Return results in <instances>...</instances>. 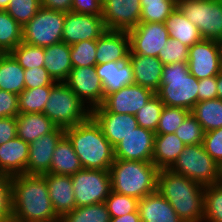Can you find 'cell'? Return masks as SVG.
I'll return each instance as SVG.
<instances>
[{
    "label": "cell",
    "mask_w": 222,
    "mask_h": 222,
    "mask_svg": "<svg viewBox=\"0 0 222 222\" xmlns=\"http://www.w3.org/2000/svg\"><path fill=\"white\" fill-rule=\"evenodd\" d=\"M13 219L19 222H59L41 175L12 177Z\"/></svg>",
    "instance_id": "obj_1"
},
{
    "label": "cell",
    "mask_w": 222,
    "mask_h": 222,
    "mask_svg": "<svg viewBox=\"0 0 222 222\" xmlns=\"http://www.w3.org/2000/svg\"><path fill=\"white\" fill-rule=\"evenodd\" d=\"M157 191L167 199L183 222H203V185L169 169H161Z\"/></svg>",
    "instance_id": "obj_2"
},
{
    "label": "cell",
    "mask_w": 222,
    "mask_h": 222,
    "mask_svg": "<svg viewBox=\"0 0 222 222\" xmlns=\"http://www.w3.org/2000/svg\"><path fill=\"white\" fill-rule=\"evenodd\" d=\"M83 169L109 170L114 162V147L101 127L90 116L87 120L65 129Z\"/></svg>",
    "instance_id": "obj_3"
},
{
    "label": "cell",
    "mask_w": 222,
    "mask_h": 222,
    "mask_svg": "<svg viewBox=\"0 0 222 222\" xmlns=\"http://www.w3.org/2000/svg\"><path fill=\"white\" fill-rule=\"evenodd\" d=\"M159 169L152 161L114 159L109 172L111 190L139 199L157 191Z\"/></svg>",
    "instance_id": "obj_4"
},
{
    "label": "cell",
    "mask_w": 222,
    "mask_h": 222,
    "mask_svg": "<svg viewBox=\"0 0 222 222\" xmlns=\"http://www.w3.org/2000/svg\"><path fill=\"white\" fill-rule=\"evenodd\" d=\"M198 85L188 68V62L163 66L159 90L155 93L166 106L192 110L198 102Z\"/></svg>",
    "instance_id": "obj_5"
},
{
    "label": "cell",
    "mask_w": 222,
    "mask_h": 222,
    "mask_svg": "<svg viewBox=\"0 0 222 222\" xmlns=\"http://www.w3.org/2000/svg\"><path fill=\"white\" fill-rule=\"evenodd\" d=\"M43 114L57 127L66 129L87 120L91 110L64 82H55Z\"/></svg>",
    "instance_id": "obj_6"
},
{
    "label": "cell",
    "mask_w": 222,
    "mask_h": 222,
    "mask_svg": "<svg viewBox=\"0 0 222 222\" xmlns=\"http://www.w3.org/2000/svg\"><path fill=\"white\" fill-rule=\"evenodd\" d=\"M218 165L203 144L186 145L169 170L207 186L217 183Z\"/></svg>",
    "instance_id": "obj_7"
},
{
    "label": "cell",
    "mask_w": 222,
    "mask_h": 222,
    "mask_svg": "<svg viewBox=\"0 0 222 222\" xmlns=\"http://www.w3.org/2000/svg\"><path fill=\"white\" fill-rule=\"evenodd\" d=\"M177 7L202 39L222 42V0H181Z\"/></svg>",
    "instance_id": "obj_8"
},
{
    "label": "cell",
    "mask_w": 222,
    "mask_h": 222,
    "mask_svg": "<svg viewBox=\"0 0 222 222\" xmlns=\"http://www.w3.org/2000/svg\"><path fill=\"white\" fill-rule=\"evenodd\" d=\"M65 12L41 7L23 27V42L39 47L62 42Z\"/></svg>",
    "instance_id": "obj_9"
},
{
    "label": "cell",
    "mask_w": 222,
    "mask_h": 222,
    "mask_svg": "<svg viewBox=\"0 0 222 222\" xmlns=\"http://www.w3.org/2000/svg\"><path fill=\"white\" fill-rule=\"evenodd\" d=\"M71 179L76 207L104 203L111 192L109 170L82 169Z\"/></svg>",
    "instance_id": "obj_10"
},
{
    "label": "cell",
    "mask_w": 222,
    "mask_h": 222,
    "mask_svg": "<svg viewBox=\"0 0 222 222\" xmlns=\"http://www.w3.org/2000/svg\"><path fill=\"white\" fill-rule=\"evenodd\" d=\"M188 68L198 80L217 76L222 71V42L202 39L189 47Z\"/></svg>",
    "instance_id": "obj_11"
},
{
    "label": "cell",
    "mask_w": 222,
    "mask_h": 222,
    "mask_svg": "<svg viewBox=\"0 0 222 222\" xmlns=\"http://www.w3.org/2000/svg\"><path fill=\"white\" fill-rule=\"evenodd\" d=\"M130 38L129 54H140L148 57H158L161 49L169 41V31L165 23H139L128 31Z\"/></svg>",
    "instance_id": "obj_12"
},
{
    "label": "cell",
    "mask_w": 222,
    "mask_h": 222,
    "mask_svg": "<svg viewBox=\"0 0 222 222\" xmlns=\"http://www.w3.org/2000/svg\"><path fill=\"white\" fill-rule=\"evenodd\" d=\"M155 93L137 84L126 85L105 96L103 103L91 112L135 115Z\"/></svg>",
    "instance_id": "obj_13"
},
{
    "label": "cell",
    "mask_w": 222,
    "mask_h": 222,
    "mask_svg": "<svg viewBox=\"0 0 222 222\" xmlns=\"http://www.w3.org/2000/svg\"><path fill=\"white\" fill-rule=\"evenodd\" d=\"M64 83L90 110L104 101V88L95 66L73 68Z\"/></svg>",
    "instance_id": "obj_14"
},
{
    "label": "cell",
    "mask_w": 222,
    "mask_h": 222,
    "mask_svg": "<svg viewBox=\"0 0 222 222\" xmlns=\"http://www.w3.org/2000/svg\"><path fill=\"white\" fill-rule=\"evenodd\" d=\"M141 8V0H103L105 28L128 32L140 23Z\"/></svg>",
    "instance_id": "obj_15"
},
{
    "label": "cell",
    "mask_w": 222,
    "mask_h": 222,
    "mask_svg": "<svg viewBox=\"0 0 222 222\" xmlns=\"http://www.w3.org/2000/svg\"><path fill=\"white\" fill-rule=\"evenodd\" d=\"M106 30L102 16L70 11L64 20L62 42L72 45L80 41L97 40Z\"/></svg>",
    "instance_id": "obj_16"
},
{
    "label": "cell",
    "mask_w": 222,
    "mask_h": 222,
    "mask_svg": "<svg viewBox=\"0 0 222 222\" xmlns=\"http://www.w3.org/2000/svg\"><path fill=\"white\" fill-rule=\"evenodd\" d=\"M65 129L56 127L29 144V156L25 175H43L50 170L51 159Z\"/></svg>",
    "instance_id": "obj_17"
},
{
    "label": "cell",
    "mask_w": 222,
    "mask_h": 222,
    "mask_svg": "<svg viewBox=\"0 0 222 222\" xmlns=\"http://www.w3.org/2000/svg\"><path fill=\"white\" fill-rule=\"evenodd\" d=\"M155 133L138 126L114 147V157L122 160L152 161Z\"/></svg>",
    "instance_id": "obj_18"
},
{
    "label": "cell",
    "mask_w": 222,
    "mask_h": 222,
    "mask_svg": "<svg viewBox=\"0 0 222 222\" xmlns=\"http://www.w3.org/2000/svg\"><path fill=\"white\" fill-rule=\"evenodd\" d=\"M130 38L127 31L106 30L97 39L96 65L128 60Z\"/></svg>",
    "instance_id": "obj_19"
},
{
    "label": "cell",
    "mask_w": 222,
    "mask_h": 222,
    "mask_svg": "<svg viewBox=\"0 0 222 222\" xmlns=\"http://www.w3.org/2000/svg\"><path fill=\"white\" fill-rule=\"evenodd\" d=\"M41 176L46 180L50 201L59 218L76 208L71 176L54 173Z\"/></svg>",
    "instance_id": "obj_20"
},
{
    "label": "cell",
    "mask_w": 222,
    "mask_h": 222,
    "mask_svg": "<svg viewBox=\"0 0 222 222\" xmlns=\"http://www.w3.org/2000/svg\"><path fill=\"white\" fill-rule=\"evenodd\" d=\"M91 116L99 124L104 136L113 147L139 126L133 114L91 112Z\"/></svg>",
    "instance_id": "obj_21"
},
{
    "label": "cell",
    "mask_w": 222,
    "mask_h": 222,
    "mask_svg": "<svg viewBox=\"0 0 222 222\" xmlns=\"http://www.w3.org/2000/svg\"><path fill=\"white\" fill-rule=\"evenodd\" d=\"M29 144L15 137L0 145V173L10 176L26 173Z\"/></svg>",
    "instance_id": "obj_22"
},
{
    "label": "cell",
    "mask_w": 222,
    "mask_h": 222,
    "mask_svg": "<svg viewBox=\"0 0 222 222\" xmlns=\"http://www.w3.org/2000/svg\"><path fill=\"white\" fill-rule=\"evenodd\" d=\"M128 60L133 69L134 84L156 93L161 83L164 64L157 57L140 54H129Z\"/></svg>",
    "instance_id": "obj_23"
},
{
    "label": "cell",
    "mask_w": 222,
    "mask_h": 222,
    "mask_svg": "<svg viewBox=\"0 0 222 222\" xmlns=\"http://www.w3.org/2000/svg\"><path fill=\"white\" fill-rule=\"evenodd\" d=\"M138 213L141 222H183L158 191L138 200Z\"/></svg>",
    "instance_id": "obj_24"
},
{
    "label": "cell",
    "mask_w": 222,
    "mask_h": 222,
    "mask_svg": "<svg viewBox=\"0 0 222 222\" xmlns=\"http://www.w3.org/2000/svg\"><path fill=\"white\" fill-rule=\"evenodd\" d=\"M95 69L97 76L101 79L105 96L126 85L134 84L133 69L129 60L123 63L97 64Z\"/></svg>",
    "instance_id": "obj_25"
},
{
    "label": "cell",
    "mask_w": 222,
    "mask_h": 222,
    "mask_svg": "<svg viewBox=\"0 0 222 222\" xmlns=\"http://www.w3.org/2000/svg\"><path fill=\"white\" fill-rule=\"evenodd\" d=\"M44 68L55 82H64L73 69L70 45L65 42L44 47Z\"/></svg>",
    "instance_id": "obj_26"
},
{
    "label": "cell",
    "mask_w": 222,
    "mask_h": 222,
    "mask_svg": "<svg viewBox=\"0 0 222 222\" xmlns=\"http://www.w3.org/2000/svg\"><path fill=\"white\" fill-rule=\"evenodd\" d=\"M185 146L175 133L155 134L152 162L159 170L169 169Z\"/></svg>",
    "instance_id": "obj_27"
},
{
    "label": "cell",
    "mask_w": 222,
    "mask_h": 222,
    "mask_svg": "<svg viewBox=\"0 0 222 222\" xmlns=\"http://www.w3.org/2000/svg\"><path fill=\"white\" fill-rule=\"evenodd\" d=\"M17 137L28 144L52 132L57 126L43 113H19L16 116Z\"/></svg>",
    "instance_id": "obj_28"
},
{
    "label": "cell",
    "mask_w": 222,
    "mask_h": 222,
    "mask_svg": "<svg viewBox=\"0 0 222 222\" xmlns=\"http://www.w3.org/2000/svg\"><path fill=\"white\" fill-rule=\"evenodd\" d=\"M82 169L83 167L72 143L64 135L54 149L48 173L72 176Z\"/></svg>",
    "instance_id": "obj_29"
},
{
    "label": "cell",
    "mask_w": 222,
    "mask_h": 222,
    "mask_svg": "<svg viewBox=\"0 0 222 222\" xmlns=\"http://www.w3.org/2000/svg\"><path fill=\"white\" fill-rule=\"evenodd\" d=\"M165 25L170 38L176 39L188 47L202 40L198 28L184 16L178 7L166 19Z\"/></svg>",
    "instance_id": "obj_30"
},
{
    "label": "cell",
    "mask_w": 222,
    "mask_h": 222,
    "mask_svg": "<svg viewBox=\"0 0 222 222\" xmlns=\"http://www.w3.org/2000/svg\"><path fill=\"white\" fill-rule=\"evenodd\" d=\"M24 69L10 53L0 57V89L19 95L25 89Z\"/></svg>",
    "instance_id": "obj_31"
},
{
    "label": "cell",
    "mask_w": 222,
    "mask_h": 222,
    "mask_svg": "<svg viewBox=\"0 0 222 222\" xmlns=\"http://www.w3.org/2000/svg\"><path fill=\"white\" fill-rule=\"evenodd\" d=\"M191 113L205 132L222 127V100L219 98L197 102Z\"/></svg>",
    "instance_id": "obj_32"
},
{
    "label": "cell",
    "mask_w": 222,
    "mask_h": 222,
    "mask_svg": "<svg viewBox=\"0 0 222 222\" xmlns=\"http://www.w3.org/2000/svg\"><path fill=\"white\" fill-rule=\"evenodd\" d=\"M23 40V27L6 10H0V50L10 53Z\"/></svg>",
    "instance_id": "obj_33"
},
{
    "label": "cell",
    "mask_w": 222,
    "mask_h": 222,
    "mask_svg": "<svg viewBox=\"0 0 222 222\" xmlns=\"http://www.w3.org/2000/svg\"><path fill=\"white\" fill-rule=\"evenodd\" d=\"M140 23H165L177 8L173 0H141Z\"/></svg>",
    "instance_id": "obj_34"
},
{
    "label": "cell",
    "mask_w": 222,
    "mask_h": 222,
    "mask_svg": "<svg viewBox=\"0 0 222 222\" xmlns=\"http://www.w3.org/2000/svg\"><path fill=\"white\" fill-rule=\"evenodd\" d=\"M51 86L24 89L18 95L19 113H43Z\"/></svg>",
    "instance_id": "obj_35"
},
{
    "label": "cell",
    "mask_w": 222,
    "mask_h": 222,
    "mask_svg": "<svg viewBox=\"0 0 222 222\" xmlns=\"http://www.w3.org/2000/svg\"><path fill=\"white\" fill-rule=\"evenodd\" d=\"M59 222H110L105 203L76 207L60 218Z\"/></svg>",
    "instance_id": "obj_36"
},
{
    "label": "cell",
    "mask_w": 222,
    "mask_h": 222,
    "mask_svg": "<svg viewBox=\"0 0 222 222\" xmlns=\"http://www.w3.org/2000/svg\"><path fill=\"white\" fill-rule=\"evenodd\" d=\"M203 222H222V184L204 186Z\"/></svg>",
    "instance_id": "obj_37"
},
{
    "label": "cell",
    "mask_w": 222,
    "mask_h": 222,
    "mask_svg": "<svg viewBox=\"0 0 222 222\" xmlns=\"http://www.w3.org/2000/svg\"><path fill=\"white\" fill-rule=\"evenodd\" d=\"M10 54L24 70L44 67V47L29 45L22 41Z\"/></svg>",
    "instance_id": "obj_38"
},
{
    "label": "cell",
    "mask_w": 222,
    "mask_h": 222,
    "mask_svg": "<svg viewBox=\"0 0 222 222\" xmlns=\"http://www.w3.org/2000/svg\"><path fill=\"white\" fill-rule=\"evenodd\" d=\"M163 107L164 103L154 94L135 114L138 125L155 133Z\"/></svg>",
    "instance_id": "obj_39"
},
{
    "label": "cell",
    "mask_w": 222,
    "mask_h": 222,
    "mask_svg": "<svg viewBox=\"0 0 222 222\" xmlns=\"http://www.w3.org/2000/svg\"><path fill=\"white\" fill-rule=\"evenodd\" d=\"M97 40H85L70 45L73 68L96 66Z\"/></svg>",
    "instance_id": "obj_40"
},
{
    "label": "cell",
    "mask_w": 222,
    "mask_h": 222,
    "mask_svg": "<svg viewBox=\"0 0 222 222\" xmlns=\"http://www.w3.org/2000/svg\"><path fill=\"white\" fill-rule=\"evenodd\" d=\"M190 113V110L184 108L164 105L155 134L175 133Z\"/></svg>",
    "instance_id": "obj_41"
},
{
    "label": "cell",
    "mask_w": 222,
    "mask_h": 222,
    "mask_svg": "<svg viewBox=\"0 0 222 222\" xmlns=\"http://www.w3.org/2000/svg\"><path fill=\"white\" fill-rule=\"evenodd\" d=\"M110 218L119 217L132 212H138V199L132 196L116 193L111 190L105 200Z\"/></svg>",
    "instance_id": "obj_42"
},
{
    "label": "cell",
    "mask_w": 222,
    "mask_h": 222,
    "mask_svg": "<svg viewBox=\"0 0 222 222\" xmlns=\"http://www.w3.org/2000/svg\"><path fill=\"white\" fill-rule=\"evenodd\" d=\"M41 8V0H10L6 12L24 27Z\"/></svg>",
    "instance_id": "obj_43"
},
{
    "label": "cell",
    "mask_w": 222,
    "mask_h": 222,
    "mask_svg": "<svg viewBox=\"0 0 222 222\" xmlns=\"http://www.w3.org/2000/svg\"><path fill=\"white\" fill-rule=\"evenodd\" d=\"M175 134L186 145H196L203 143L205 131L192 113H190L176 129Z\"/></svg>",
    "instance_id": "obj_44"
},
{
    "label": "cell",
    "mask_w": 222,
    "mask_h": 222,
    "mask_svg": "<svg viewBox=\"0 0 222 222\" xmlns=\"http://www.w3.org/2000/svg\"><path fill=\"white\" fill-rule=\"evenodd\" d=\"M12 219V176L0 173V222H9Z\"/></svg>",
    "instance_id": "obj_45"
},
{
    "label": "cell",
    "mask_w": 222,
    "mask_h": 222,
    "mask_svg": "<svg viewBox=\"0 0 222 222\" xmlns=\"http://www.w3.org/2000/svg\"><path fill=\"white\" fill-rule=\"evenodd\" d=\"M189 47L176 39L170 38L165 48L161 49L158 59L164 64L188 62Z\"/></svg>",
    "instance_id": "obj_46"
},
{
    "label": "cell",
    "mask_w": 222,
    "mask_h": 222,
    "mask_svg": "<svg viewBox=\"0 0 222 222\" xmlns=\"http://www.w3.org/2000/svg\"><path fill=\"white\" fill-rule=\"evenodd\" d=\"M202 144L213 160L220 164L222 162V127L205 132Z\"/></svg>",
    "instance_id": "obj_47"
},
{
    "label": "cell",
    "mask_w": 222,
    "mask_h": 222,
    "mask_svg": "<svg viewBox=\"0 0 222 222\" xmlns=\"http://www.w3.org/2000/svg\"><path fill=\"white\" fill-rule=\"evenodd\" d=\"M25 89H32L43 86H51L55 83L44 67L26 69Z\"/></svg>",
    "instance_id": "obj_48"
},
{
    "label": "cell",
    "mask_w": 222,
    "mask_h": 222,
    "mask_svg": "<svg viewBox=\"0 0 222 222\" xmlns=\"http://www.w3.org/2000/svg\"><path fill=\"white\" fill-rule=\"evenodd\" d=\"M18 114V95L0 89V118L16 117Z\"/></svg>",
    "instance_id": "obj_49"
},
{
    "label": "cell",
    "mask_w": 222,
    "mask_h": 222,
    "mask_svg": "<svg viewBox=\"0 0 222 222\" xmlns=\"http://www.w3.org/2000/svg\"><path fill=\"white\" fill-rule=\"evenodd\" d=\"M103 0H72V12L102 16Z\"/></svg>",
    "instance_id": "obj_50"
},
{
    "label": "cell",
    "mask_w": 222,
    "mask_h": 222,
    "mask_svg": "<svg viewBox=\"0 0 222 222\" xmlns=\"http://www.w3.org/2000/svg\"><path fill=\"white\" fill-rule=\"evenodd\" d=\"M217 98V76L199 80L198 102Z\"/></svg>",
    "instance_id": "obj_51"
},
{
    "label": "cell",
    "mask_w": 222,
    "mask_h": 222,
    "mask_svg": "<svg viewBox=\"0 0 222 222\" xmlns=\"http://www.w3.org/2000/svg\"><path fill=\"white\" fill-rule=\"evenodd\" d=\"M17 137L16 117L0 118V145Z\"/></svg>",
    "instance_id": "obj_52"
},
{
    "label": "cell",
    "mask_w": 222,
    "mask_h": 222,
    "mask_svg": "<svg viewBox=\"0 0 222 222\" xmlns=\"http://www.w3.org/2000/svg\"><path fill=\"white\" fill-rule=\"evenodd\" d=\"M41 7L68 13L72 11V0H41Z\"/></svg>",
    "instance_id": "obj_53"
},
{
    "label": "cell",
    "mask_w": 222,
    "mask_h": 222,
    "mask_svg": "<svg viewBox=\"0 0 222 222\" xmlns=\"http://www.w3.org/2000/svg\"><path fill=\"white\" fill-rule=\"evenodd\" d=\"M110 222H141L138 212H132L119 217L110 218Z\"/></svg>",
    "instance_id": "obj_54"
},
{
    "label": "cell",
    "mask_w": 222,
    "mask_h": 222,
    "mask_svg": "<svg viewBox=\"0 0 222 222\" xmlns=\"http://www.w3.org/2000/svg\"><path fill=\"white\" fill-rule=\"evenodd\" d=\"M217 96L222 100V71L217 75Z\"/></svg>",
    "instance_id": "obj_55"
},
{
    "label": "cell",
    "mask_w": 222,
    "mask_h": 222,
    "mask_svg": "<svg viewBox=\"0 0 222 222\" xmlns=\"http://www.w3.org/2000/svg\"><path fill=\"white\" fill-rule=\"evenodd\" d=\"M10 0H0V10H6L9 6Z\"/></svg>",
    "instance_id": "obj_56"
},
{
    "label": "cell",
    "mask_w": 222,
    "mask_h": 222,
    "mask_svg": "<svg viewBox=\"0 0 222 222\" xmlns=\"http://www.w3.org/2000/svg\"><path fill=\"white\" fill-rule=\"evenodd\" d=\"M217 183L222 184V162L218 165V180Z\"/></svg>",
    "instance_id": "obj_57"
},
{
    "label": "cell",
    "mask_w": 222,
    "mask_h": 222,
    "mask_svg": "<svg viewBox=\"0 0 222 222\" xmlns=\"http://www.w3.org/2000/svg\"><path fill=\"white\" fill-rule=\"evenodd\" d=\"M173 1L178 4L181 0H173Z\"/></svg>",
    "instance_id": "obj_58"
},
{
    "label": "cell",
    "mask_w": 222,
    "mask_h": 222,
    "mask_svg": "<svg viewBox=\"0 0 222 222\" xmlns=\"http://www.w3.org/2000/svg\"><path fill=\"white\" fill-rule=\"evenodd\" d=\"M9 222H19V221H16V220L12 219V220H10Z\"/></svg>",
    "instance_id": "obj_59"
},
{
    "label": "cell",
    "mask_w": 222,
    "mask_h": 222,
    "mask_svg": "<svg viewBox=\"0 0 222 222\" xmlns=\"http://www.w3.org/2000/svg\"><path fill=\"white\" fill-rule=\"evenodd\" d=\"M4 53L0 50V57L3 55Z\"/></svg>",
    "instance_id": "obj_60"
}]
</instances>
